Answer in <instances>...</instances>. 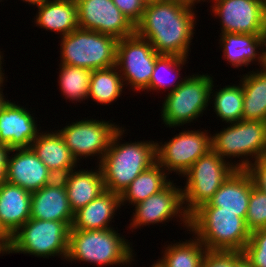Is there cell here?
Instances as JSON below:
<instances>
[{
  "instance_id": "1",
  "label": "cell",
  "mask_w": 266,
  "mask_h": 267,
  "mask_svg": "<svg viewBox=\"0 0 266 267\" xmlns=\"http://www.w3.org/2000/svg\"><path fill=\"white\" fill-rule=\"evenodd\" d=\"M194 8L178 0L147 1L135 34L148 40L158 54L189 58L197 25Z\"/></svg>"
},
{
  "instance_id": "2",
  "label": "cell",
  "mask_w": 266,
  "mask_h": 267,
  "mask_svg": "<svg viewBox=\"0 0 266 267\" xmlns=\"http://www.w3.org/2000/svg\"><path fill=\"white\" fill-rule=\"evenodd\" d=\"M123 127L114 134L99 166L107 191L121 195L129 184L156 162V142H123Z\"/></svg>"
},
{
  "instance_id": "3",
  "label": "cell",
  "mask_w": 266,
  "mask_h": 267,
  "mask_svg": "<svg viewBox=\"0 0 266 267\" xmlns=\"http://www.w3.org/2000/svg\"><path fill=\"white\" fill-rule=\"evenodd\" d=\"M114 229H70L66 261L130 266L135 261L132 244Z\"/></svg>"
},
{
  "instance_id": "4",
  "label": "cell",
  "mask_w": 266,
  "mask_h": 267,
  "mask_svg": "<svg viewBox=\"0 0 266 267\" xmlns=\"http://www.w3.org/2000/svg\"><path fill=\"white\" fill-rule=\"evenodd\" d=\"M190 234L210 251L242 252L250 231L239 213L218 212V207H199L189 216Z\"/></svg>"
},
{
  "instance_id": "5",
  "label": "cell",
  "mask_w": 266,
  "mask_h": 267,
  "mask_svg": "<svg viewBox=\"0 0 266 267\" xmlns=\"http://www.w3.org/2000/svg\"><path fill=\"white\" fill-rule=\"evenodd\" d=\"M221 130L211 136V149L226 161L242 158L239 162L234 160L236 169L245 170L253 161L266 156V121L241 120L228 123Z\"/></svg>"
},
{
  "instance_id": "6",
  "label": "cell",
  "mask_w": 266,
  "mask_h": 267,
  "mask_svg": "<svg viewBox=\"0 0 266 267\" xmlns=\"http://www.w3.org/2000/svg\"><path fill=\"white\" fill-rule=\"evenodd\" d=\"M60 38V64L91 71L116 65L118 40L113 36L78 28Z\"/></svg>"
},
{
  "instance_id": "7",
  "label": "cell",
  "mask_w": 266,
  "mask_h": 267,
  "mask_svg": "<svg viewBox=\"0 0 266 267\" xmlns=\"http://www.w3.org/2000/svg\"><path fill=\"white\" fill-rule=\"evenodd\" d=\"M213 84V76L209 74L186 76L182 84L164 98L161 109L163 124L167 128H177L195 119L197 121L208 109Z\"/></svg>"
},
{
  "instance_id": "8",
  "label": "cell",
  "mask_w": 266,
  "mask_h": 267,
  "mask_svg": "<svg viewBox=\"0 0 266 267\" xmlns=\"http://www.w3.org/2000/svg\"><path fill=\"white\" fill-rule=\"evenodd\" d=\"M224 160L212 149L199 157L185 177L182 190L184 210L190 216L201 205L208 203L227 178L236 170L234 162Z\"/></svg>"
},
{
  "instance_id": "9",
  "label": "cell",
  "mask_w": 266,
  "mask_h": 267,
  "mask_svg": "<svg viewBox=\"0 0 266 267\" xmlns=\"http://www.w3.org/2000/svg\"><path fill=\"white\" fill-rule=\"evenodd\" d=\"M69 232L65 222L30 218L11 235L7 254L23 253L48 259L60 256L66 260Z\"/></svg>"
},
{
  "instance_id": "10",
  "label": "cell",
  "mask_w": 266,
  "mask_h": 267,
  "mask_svg": "<svg viewBox=\"0 0 266 267\" xmlns=\"http://www.w3.org/2000/svg\"><path fill=\"white\" fill-rule=\"evenodd\" d=\"M158 54L150 42L134 34L117 41L116 67L121 74L124 86L132 91H144L150 79Z\"/></svg>"
},
{
  "instance_id": "11",
  "label": "cell",
  "mask_w": 266,
  "mask_h": 267,
  "mask_svg": "<svg viewBox=\"0 0 266 267\" xmlns=\"http://www.w3.org/2000/svg\"><path fill=\"white\" fill-rule=\"evenodd\" d=\"M69 124L57 131L74 158L79 163L82 157L93 158L96 155L98 165L109 148L112 137L121 128L119 124L93 118Z\"/></svg>"
},
{
  "instance_id": "12",
  "label": "cell",
  "mask_w": 266,
  "mask_h": 267,
  "mask_svg": "<svg viewBox=\"0 0 266 267\" xmlns=\"http://www.w3.org/2000/svg\"><path fill=\"white\" fill-rule=\"evenodd\" d=\"M207 131L188 129L164 143L156 141V162L169 175L175 172L183 176L199 157L211 150L212 134Z\"/></svg>"
},
{
  "instance_id": "13",
  "label": "cell",
  "mask_w": 266,
  "mask_h": 267,
  "mask_svg": "<svg viewBox=\"0 0 266 267\" xmlns=\"http://www.w3.org/2000/svg\"><path fill=\"white\" fill-rule=\"evenodd\" d=\"M175 184L174 181L170 182L163 190L134 205L135 212L128 226L132 232L144 225L163 224L178 217L182 227L189 230V215L184 210L182 187Z\"/></svg>"
},
{
  "instance_id": "14",
  "label": "cell",
  "mask_w": 266,
  "mask_h": 267,
  "mask_svg": "<svg viewBox=\"0 0 266 267\" xmlns=\"http://www.w3.org/2000/svg\"><path fill=\"white\" fill-rule=\"evenodd\" d=\"M209 1V0H208ZM220 19L221 33L264 34L266 4L263 0H210Z\"/></svg>"
},
{
  "instance_id": "15",
  "label": "cell",
  "mask_w": 266,
  "mask_h": 267,
  "mask_svg": "<svg viewBox=\"0 0 266 267\" xmlns=\"http://www.w3.org/2000/svg\"><path fill=\"white\" fill-rule=\"evenodd\" d=\"M79 28L97 31L117 40L135 34V26L112 0H75Z\"/></svg>"
},
{
  "instance_id": "16",
  "label": "cell",
  "mask_w": 266,
  "mask_h": 267,
  "mask_svg": "<svg viewBox=\"0 0 266 267\" xmlns=\"http://www.w3.org/2000/svg\"><path fill=\"white\" fill-rule=\"evenodd\" d=\"M10 154L6 169L7 182L33 193L56 179L31 147L13 148Z\"/></svg>"
},
{
  "instance_id": "17",
  "label": "cell",
  "mask_w": 266,
  "mask_h": 267,
  "mask_svg": "<svg viewBox=\"0 0 266 267\" xmlns=\"http://www.w3.org/2000/svg\"><path fill=\"white\" fill-rule=\"evenodd\" d=\"M26 109L11 100L3 107L0 112V144L11 149L31 146L41 127H38L33 113Z\"/></svg>"
},
{
  "instance_id": "18",
  "label": "cell",
  "mask_w": 266,
  "mask_h": 267,
  "mask_svg": "<svg viewBox=\"0 0 266 267\" xmlns=\"http://www.w3.org/2000/svg\"><path fill=\"white\" fill-rule=\"evenodd\" d=\"M30 218L61 221L71 228L74 212L67 197L66 187L60 178L31 193Z\"/></svg>"
},
{
  "instance_id": "19",
  "label": "cell",
  "mask_w": 266,
  "mask_h": 267,
  "mask_svg": "<svg viewBox=\"0 0 266 267\" xmlns=\"http://www.w3.org/2000/svg\"><path fill=\"white\" fill-rule=\"evenodd\" d=\"M252 188L253 181L249 173L236 169L208 203L200 207H218V212L239 213V217L245 220Z\"/></svg>"
},
{
  "instance_id": "20",
  "label": "cell",
  "mask_w": 266,
  "mask_h": 267,
  "mask_svg": "<svg viewBox=\"0 0 266 267\" xmlns=\"http://www.w3.org/2000/svg\"><path fill=\"white\" fill-rule=\"evenodd\" d=\"M41 132L30 147L55 177L60 178L75 168L78 169L77 160L59 132L56 129Z\"/></svg>"
},
{
  "instance_id": "21",
  "label": "cell",
  "mask_w": 266,
  "mask_h": 267,
  "mask_svg": "<svg viewBox=\"0 0 266 267\" xmlns=\"http://www.w3.org/2000/svg\"><path fill=\"white\" fill-rule=\"evenodd\" d=\"M220 35L219 43L221 49L223 48V58L232 67H248L255 62H258L261 68L266 67L264 34L224 33Z\"/></svg>"
},
{
  "instance_id": "22",
  "label": "cell",
  "mask_w": 266,
  "mask_h": 267,
  "mask_svg": "<svg viewBox=\"0 0 266 267\" xmlns=\"http://www.w3.org/2000/svg\"><path fill=\"white\" fill-rule=\"evenodd\" d=\"M121 209L120 195L111 191H105L89 204L74 212V218L70 229L79 230H104L113 228L110 224Z\"/></svg>"
},
{
  "instance_id": "23",
  "label": "cell",
  "mask_w": 266,
  "mask_h": 267,
  "mask_svg": "<svg viewBox=\"0 0 266 267\" xmlns=\"http://www.w3.org/2000/svg\"><path fill=\"white\" fill-rule=\"evenodd\" d=\"M31 193L5 181L0 185V225L11 236L30 219Z\"/></svg>"
},
{
  "instance_id": "24",
  "label": "cell",
  "mask_w": 266,
  "mask_h": 267,
  "mask_svg": "<svg viewBox=\"0 0 266 267\" xmlns=\"http://www.w3.org/2000/svg\"><path fill=\"white\" fill-rule=\"evenodd\" d=\"M94 170L74 169L60 177L63 181L67 197L73 212L86 206L106 191L102 171L99 165Z\"/></svg>"
},
{
  "instance_id": "25",
  "label": "cell",
  "mask_w": 266,
  "mask_h": 267,
  "mask_svg": "<svg viewBox=\"0 0 266 267\" xmlns=\"http://www.w3.org/2000/svg\"><path fill=\"white\" fill-rule=\"evenodd\" d=\"M37 8L34 23L39 28L60 33V37L79 28L78 8L75 0H48Z\"/></svg>"
},
{
  "instance_id": "26",
  "label": "cell",
  "mask_w": 266,
  "mask_h": 267,
  "mask_svg": "<svg viewBox=\"0 0 266 267\" xmlns=\"http://www.w3.org/2000/svg\"><path fill=\"white\" fill-rule=\"evenodd\" d=\"M240 78L244 92L242 120L266 121V67Z\"/></svg>"
},
{
  "instance_id": "27",
  "label": "cell",
  "mask_w": 266,
  "mask_h": 267,
  "mask_svg": "<svg viewBox=\"0 0 266 267\" xmlns=\"http://www.w3.org/2000/svg\"><path fill=\"white\" fill-rule=\"evenodd\" d=\"M169 174L155 162L140 173L120 195L121 206L138 204L163 190L172 180ZM168 176V177H167Z\"/></svg>"
},
{
  "instance_id": "28",
  "label": "cell",
  "mask_w": 266,
  "mask_h": 267,
  "mask_svg": "<svg viewBox=\"0 0 266 267\" xmlns=\"http://www.w3.org/2000/svg\"><path fill=\"white\" fill-rule=\"evenodd\" d=\"M189 240L165 245L162 258L157 259L162 267H201L206 247L195 236Z\"/></svg>"
},
{
  "instance_id": "29",
  "label": "cell",
  "mask_w": 266,
  "mask_h": 267,
  "mask_svg": "<svg viewBox=\"0 0 266 267\" xmlns=\"http://www.w3.org/2000/svg\"><path fill=\"white\" fill-rule=\"evenodd\" d=\"M124 90V83L116 66L92 71L88 98L97 104L116 102Z\"/></svg>"
},
{
  "instance_id": "30",
  "label": "cell",
  "mask_w": 266,
  "mask_h": 267,
  "mask_svg": "<svg viewBox=\"0 0 266 267\" xmlns=\"http://www.w3.org/2000/svg\"><path fill=\"white\" fill-rule=\"evenodd\" d=\"M186 61H188L186 57L160 54L156 59L153 74L150 79V84L146 89V92L151 90L152 92H158L161 90H165L166 92V90L168 89L167 91L169 93L178 88L186 78H181V76H178L180 75L179 73L182 70V67L186 63H188ZM172 73H174L175 76H173ZM169 88L171 89L169 90Z\"/></svg>"
},
{
  "instance_id": "31",
  "label": "cell",
  "mask_w": 266,
  "mask_h": 267,
  "mask_svg": "<svg viewBox=\"0 0 266 267\" xmlns=\"http://www.w3.org/2000/svg\"><path fill=\"white\" fill-rule=\"evenodd\" d=\"M227 85L214 92L211 89V100L213 110L219 120L224 123H235L242 120L244 92L242 84ZM214 92V93H213ZM213 101V102H212Z\"/></svg>"
},
{
  "instance_id": "32",
  "label": "cell",
  "mask_w": 266,
  "mask_h": 267,
  "mask_svg": "<svg viewBox=\"0 0 266 267\" xmlns=\"http://www.w3.org/2000/svg\"><path fill=\"white\" fill-rule=\"evenodd\" d=\"M58 69H60L59 90L64 98L75 103L88 99L92 71L66 64H60Z\"/></svg>"
},
{
  "instance_id": "33",
  "label": "cell",
  "mask_w": 266,
  "mask_h": 267,
  "mask_svg": "<svg viewBox=\"0 0 266 267\" xmlns=\"http://www.w3.org/2000/svg\"><path fill=\"white\" fill-rule=\"evenodd\" d=\"M245 224L250 232L266 227V193L254 184L249 197Z\"/></svg>"
},
{
  "instance_id": "34",
  "label": "cell",
  "mask_w": 266,
  "mask_h": 267,
  "mask_svg": "<svg viewBox=\"0 0 266 267\" xmlns=\"http://www.w3.org/2000/svg\"><path fill=\"white\" fill-rule=\"evenodd\" d=\"M242 253L251 267H266V227L250 232V239Z\"/></svg>"
},
{
  "instance_id": "35",
  "label": "cell",
  "mask_w": 266,
  "mask_h": 267,
  "mask_svg": "<svg viewBox=\"0 0 266 267\" xmlns=\"http://www.w3.org/2000/svg\"><path fill=\"white\" fill-rule=\"evenodd\" d=\"M243 255L237 251H210L204 256L201 267H233L234 263Z\"/></svg>"
},
{
  "instance_id": "36",
  "label": "cell",
  "mask_w": 266,
  "mask_h": 267,
  "mask_svg": "<svg viewBox=\"0 0 266 267\" xmlns=\"http://www.w3.org/2000/svg\"><path fill=\"white\" fill-rule=\"evenodd\" d=\"M118 9L136 26L141 20L146 0H112Z\"/></svg>"
},
{
  "instance_id": "37",
  "label": "cell",
  "mask_w": 266,
  "mask_h": 267,
  "mask_svg": "<svg viewBox=\"0 0 266 267\" xmlns=\"http://www.w3.org/2000/svg\"><path fill=\"white\" fill-rule=\"evenodd\" d=\"M245 170L251 176L254 186L266 193V157L253 161Z\"/></svg>"
},
{
  "instance_id": "38",
  "label": "cell",
  "mask_w": 266,
  "mask_h": 267,
  "mask_svg": "<svg viewBox=\"0 0 266 267\" xmlns=\"http://www.w3.org/2000/svg\"><path fill=\"white\" fill-rule=\"evenodd\" d=\"M11 148L0 144V185L6 181V169Z\"/></svg>"
},
{
  "instance_id": "39",
  "label": "cell",
  "mask_w": 266,
  "mask_h": 267,
  "mask_svg": "<svg viewBox=\"0 0 266 267\" xmlns=\"http://www.w3.org/2000/svg\"><path fill=\"white\" fill-rule=\"evenodd\" d=\"M11 236L0 225V254H7L10 246Z\"/></svg>"
},
{
  "instance_id": "40",
  "label": "cell",
  "mask_w": 266,
  "mask_h": 267,
  "mask_svg": "<svg viewBox=\"0 0 266 267\" xmlns=\"http://www.w3.org/2000/svg\"><path fill=\"white\" fill-rule=\"evenodd\" d=\"M5 77L0 81V112L3 110V107L6 105V103L9 101L7 99H5L6 97L4 96V93H3V83L5 82Z\"/></svg>"
},
{
  "instance_id": "41",
  "label": "cell",
  "mask_w": 266,
  "mask_h": 267,
  "mask_svg": "<svg viewBox=\"0 0 266 267\" xmlns=\"http://www.w3.org/2000/svg\"><path fill=\"white\" fill-rule=\"evenodd\" d=\"M233 267H251L249 261L242 255L235 263Z\"/></svg>"
},
{
  "instance_id": "42",
  "label": "cell",
  "mask_w": 266,
  "mask_h": 267,
  "mask_svg": "<svg viewBox=\"0 0 266 267\" xmlns=\"http://www.w3.org/2000/svg\"><path fill=\"white\" fill-rule=\"evenodd\" d=\"M23 2H26V4L28 3V5H33V6H39L43 3H45L48 0H22Z\"/></svg>"
},
{
  "instance_id": "43",
  "label": "cell",
  "mask_w": 266,
  "mask_h": 267,
  "mask_svg": "<svg viewBox=\"0 0 266 267\" xmlns=\"http://www.w3.org/2000/svg\"><path fill=\"white\" fill-rule=\"evenodd\" d=\"M3 55H2V52L0 51V81L5 77L4 75H5V73H3L4 72V70H3V66H2V64H4V63H2V62H4V61H2V60H4L3 59ZM3 70V71H2Z\"/></svg>"
},
{
  "instance_id": "44",
  "label": "cell",
  "mask_w": 266,
  "mask_h": 267,
  "mask_svg": "<svg viewBox=\"0 0 266 267\" xmlns=\"http://www.w3.org/2000/svg\"><path fill=\"white\" fill-rule=\"evenodd\" d=\"M178 1H182V2H185L187 4H191V5L195 6L196 4H198V3L202 2V1L204 2L206 0H178Z\"/></svg>"
},
{
  "instance_id": "45",
  "label": "cell",
  "mask_w": 266,
  "mask_h": 267,
  "mask_svg": "<svg viewBox=\"0 0 266 267\" xmlns=\"http://www.w3.org/2000/svg\"><path fill=\"white\" fill-rule=\"evenodd\" d=\"M264 51H265V61H266V28L264 30Z\"/></svg>"
},
{
  "instance_id": "46",
  "label": "cell",
  "mask_w": 266,
  "mask_h": 267,
  "mask_svg": "<svg viewBox=\"0 0 266 267\" xmlns=\"http://www.w3.org/2000/svg\"><path fill=\"white\" fill-rule=\"evenodd\" d=\"M149 267H162L161 265H160V263L158 262V261H156V263H153L151 266H149Z\"/></svg>"
}]
</instances>
